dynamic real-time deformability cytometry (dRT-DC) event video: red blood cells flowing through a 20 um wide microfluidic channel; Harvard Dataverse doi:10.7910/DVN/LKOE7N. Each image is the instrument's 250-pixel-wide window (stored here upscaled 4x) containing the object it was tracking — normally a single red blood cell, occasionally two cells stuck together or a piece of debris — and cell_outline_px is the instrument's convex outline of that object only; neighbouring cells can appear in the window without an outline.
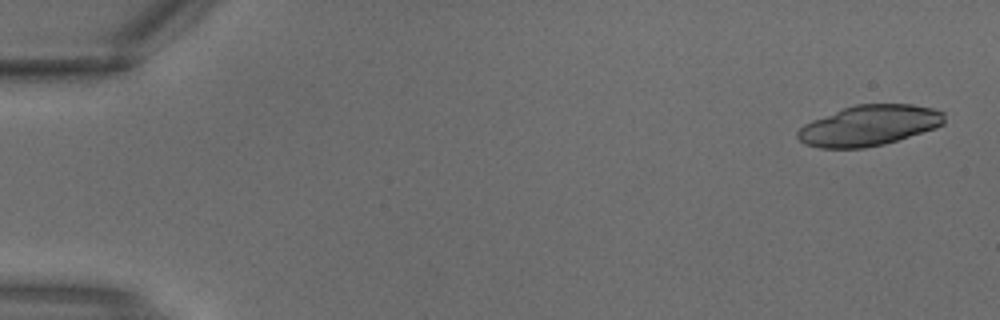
{"species": "common noctule bat (a hibernating species)", "species_latin": "Nyctalus noctula", "temperature_condition": "warm", "stored_images_in_passage": 3, "segment_of_instrument_passage": [2, 2], "camera_frame_rate_fps": 3000, "um_per_image_px": 0.085, "animal": {"sex": "male", "body_mass_g": 18.8}, "frame": {"image": 1, "passage_image": 3, "time_ms": 0.667, "image_size_px": [1000, 320], "cell_outline_px": [[944, 124], [936, 128], [884, 144], [864, 148], [820, 148], [804, 144], [796, 136], [796, 132], [804, 124], [812, 120], [844, 108], [856, 104], [912, 104], [932, 108], [944, 112]], "centroid_in_image_um": [73.87, 10.67], "position_along_channel_um": 11.1, "area_um2": 34.56}}